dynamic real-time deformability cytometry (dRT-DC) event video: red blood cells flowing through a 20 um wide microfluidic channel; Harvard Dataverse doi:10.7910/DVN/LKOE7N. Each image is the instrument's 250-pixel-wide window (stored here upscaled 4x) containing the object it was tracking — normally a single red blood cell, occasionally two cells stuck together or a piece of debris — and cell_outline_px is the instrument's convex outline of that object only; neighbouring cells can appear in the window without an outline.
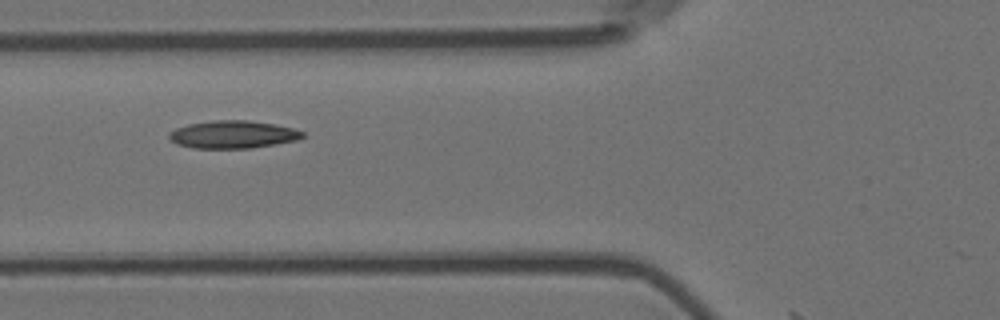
{"species": "Egyptian fruit bat (a non-hibernating species)", "species_latin": "Rousettus aegyptiacus", "temperature_condition": "room temperature", "stored_images_in_passage": 7, "camera_frame_rate_fps": 3000, "um_per_image_px": 0.085, "animal": {"sex": "female"}, "frame": {"image": 1, "passage_image": 6, "time_ms": 1.667, "image_size_px": [1000, 320], "cell_outline_px": [[304, 136], [296, 140], [252, 148], [192, 148], [176, 144], [168, 136], [168, 132], [176, 128], [188, 124], [212, 120], [248, 120], [272, 124], [292, 128], [304, 132]], "centroid_in_image_um": [19.75, 11.43], "position_along_channel_um": 106.0, "area_um2": 21.44}}
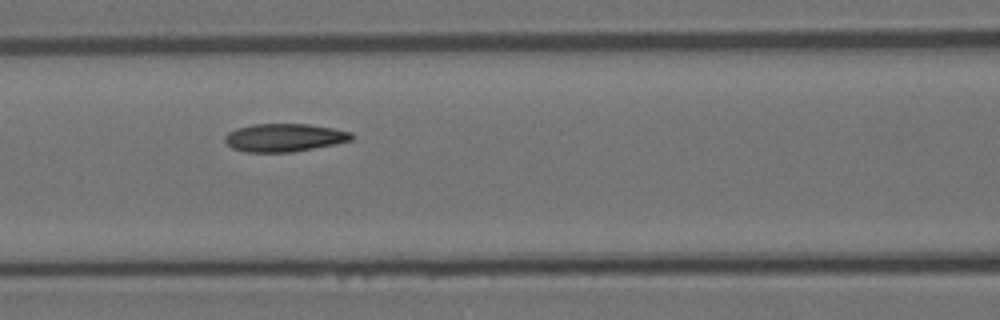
{"frame": {"image": 2, "passage_image": 7, "time_ms": 2.0, "image_size_px": [1000, 320], "cell_outline_px": [[352, 140], [336, 144], [292, 152], [244, 152], [232, 148], [224, 140], [224, 136], [228, 132], [236, 128], [252, 124], [308, 124], [332, 128], [352, 132]], "centroid_in_image_um": [24.14, 11.7], "position_along_channel_um": 142.5, "area_um2": 20.75}}